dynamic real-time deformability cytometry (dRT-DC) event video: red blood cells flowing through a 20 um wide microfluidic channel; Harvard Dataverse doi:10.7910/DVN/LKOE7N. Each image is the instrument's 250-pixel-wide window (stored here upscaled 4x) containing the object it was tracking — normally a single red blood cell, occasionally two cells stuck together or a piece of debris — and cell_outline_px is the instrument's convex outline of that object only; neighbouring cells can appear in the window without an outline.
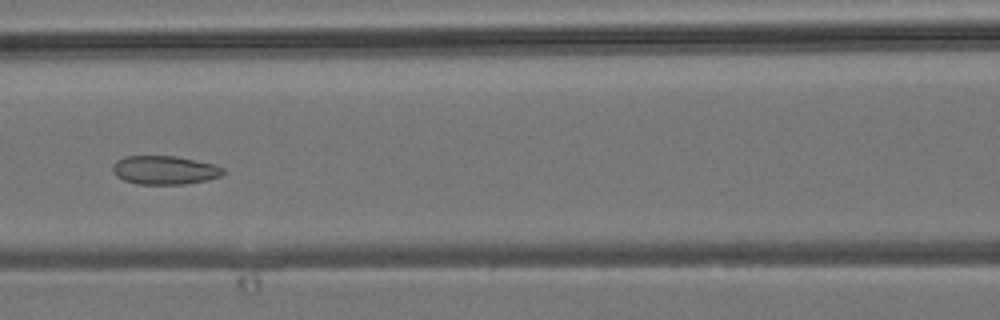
{"species": "common noctule bat (a hibernating species)", "species_latin": "Nyctalus noctula", "temperature_condition": "room temperature", "stored_images_in_passage": 7, "camera_frame_rate_fps": 3000, "um_per_image_px": 0.085, "animal": {"sex": "male", "body_mass_g": 19.2, "forearm_length_mm": 51.8}, "frame": {"image": 1, "passage_image": 7, "time_ms": 6.667, "image_size_px": [1000, 320], "cell_outline_px": [[224, 172], [220, 176], [208, 180], [184, 184], [136, 184], [124, 180], [116, 176], [112, 172], [112, 164], [116, 160], [124, 156], [176, 156], [216, 164], [224, 168]], "centroid_in_image_um": [13.98, 14.45], "position_along_channel_um": 152.6, "area_um2": 18.67}}